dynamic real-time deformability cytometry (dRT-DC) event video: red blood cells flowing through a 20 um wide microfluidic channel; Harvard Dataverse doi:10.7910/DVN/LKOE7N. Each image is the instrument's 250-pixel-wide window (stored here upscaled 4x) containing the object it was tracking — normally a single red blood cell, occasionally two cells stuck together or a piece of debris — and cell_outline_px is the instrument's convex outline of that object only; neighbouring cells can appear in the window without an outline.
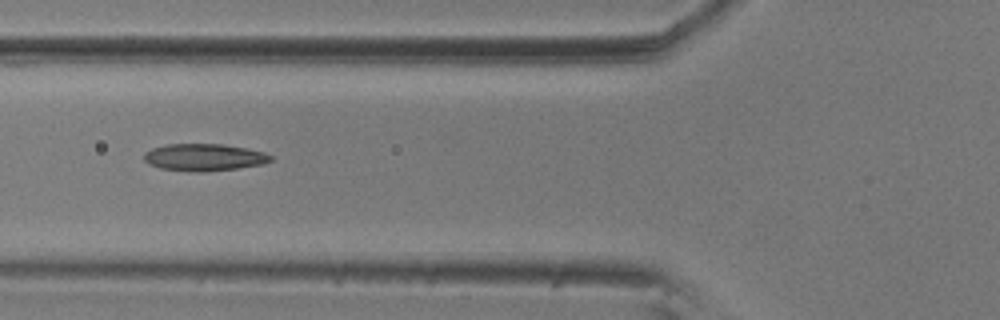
{"species": "common noctule bat (a hibernating species)", "species_latin": "Nyctalus noctula", "temperature_condition": "room temperature", "stored_images_in_passage": 14, "camera_frame_rate_fps": 3000, "um_per_image_px": 0.085, "animal": {"sex": "male", "body_mass_g": 20.5, "forearm_length_mm": 52.5}, "frame": {"image": 1, "passage_image": 5, "time_ms": 1.333, "image_size_px": [1000, 320], "cell_outline_px": [[272, 160], [264, 164], [236, 168], [204, 172], [196, 172], [160, 168], [148, 164], [144, 160], [144, 152], [152, 148], [168, 144], [224, 144], [248, 148], [264, 152], [272, 156]], "centroid_in_image_um": [17.35, 13.37], "position_along_channel_um": 108.4, "area_um2": 20.11}}
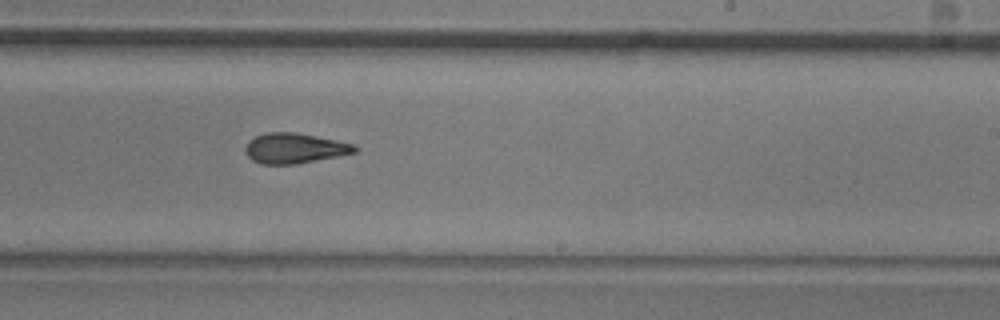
{"frame": {"image": 2, "passage_image": 9, "time_ms": 2.667, "image_size_px": [1000, 320], "cell_outline_px": [[360, 148], [356, 152], [296, 164], [260, 164], [252, 160], [244, 152], [244, 148], [248, 140], [264, 132], [296, 132], [336, 140], [352, 144]], "centroid_in_image_um": [24.99, 12.59], "position_along_channel_um": 264.0, "area_um2": 19.31}}
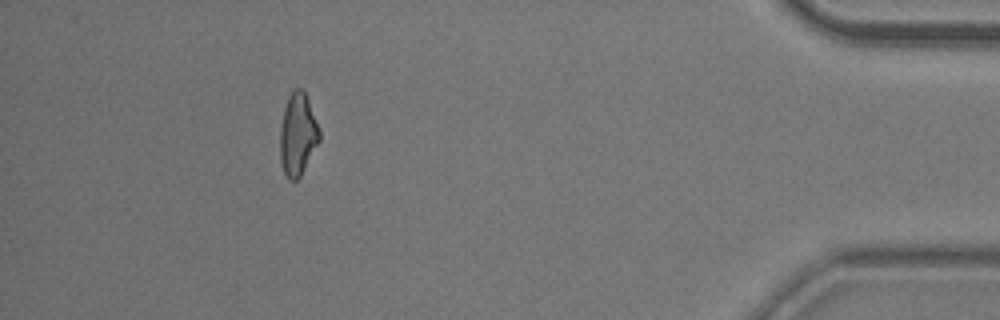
{"frame": {"image": 3, "passage_image": 13, "time_ms": 4.0, "image_size_px": [1000, 320], "cell_outline_px": [[320, 140], [300, 176], [296, 180], [288, 180], [284, 172], [280, 160], [280, 128], [284, 108], [288, 96], [296, 88], [304, 88], [320, 132]], "centroid_in_image_um": [25.3, 11.41], "position_along_channel_um": 409.9, "area_um2": 18.79}}